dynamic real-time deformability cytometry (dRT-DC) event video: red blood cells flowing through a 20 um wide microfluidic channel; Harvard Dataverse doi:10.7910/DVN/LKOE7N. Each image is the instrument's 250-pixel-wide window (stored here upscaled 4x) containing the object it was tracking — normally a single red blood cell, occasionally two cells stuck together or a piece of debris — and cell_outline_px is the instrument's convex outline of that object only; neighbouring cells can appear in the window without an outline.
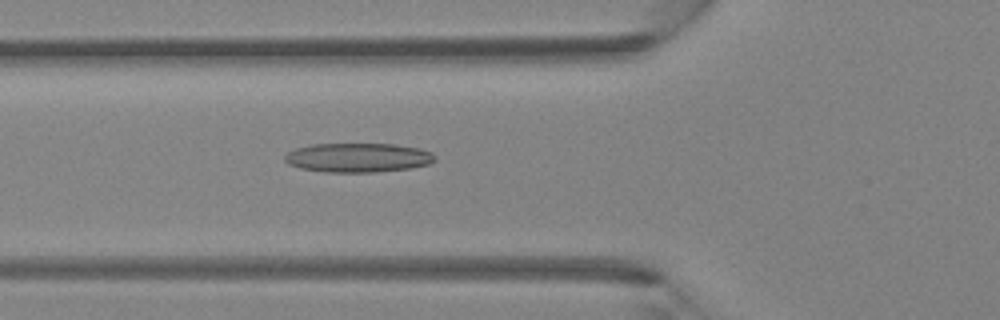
{"species": "Egyptian fruit bat (a non-hibernating species)", "species_latin": "Rousettus aegyptiacus", "temperature_condition": "room temperature", "stored_images_in_passage": 33, "camera_frame_rate_fps": 3000, "um_per_image_px": 0.085, "animal": {"sex": "female"}, "frame": {"image": 1, "passage_image": 5, "time_ms": 1.333, "image_size_px": [1000, 320], "cell_outline_px": [[436, 160], [428, 164], [412, 168], [376, 172], [324, 172], [300, 168], [288, 164], [284, 160], [284, 156], [288, 152], [296, 148], [312, 144], [396, 144], [420, 148], [432, 152], [436, 156]], "centroid_in_image_um": [30.45, 13.4], "position_along_channel_um": 95.4, "area_um2": 25.78}}
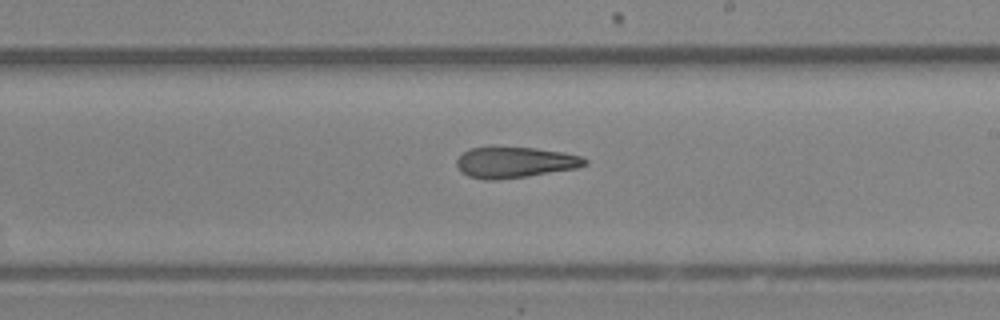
{"frame": {"image": 2, "passage_image": 15, "time_ms": 4.667, "image_size_px": [1000, 320], "cell_outline_px": [[588, 164], [576, 168], [524, 176], [496, 180], [484, 180], [468, 176], [460, 172], [456, 164], [456, 160], [468, 148], [532, 148], [564, 152], [580, 156], [588, 160]], "centroid_in_image_um": [43.74, 13.81], "position_along_channel_um": 245.3, "area_um2": 22.72}}
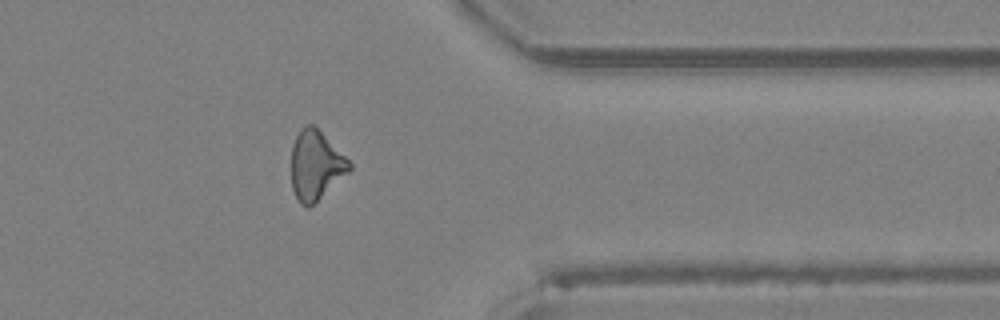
{"frame": {"image": 3, "passage_image": 25, "time_ms": 8.0, "image_size_px": [1000, 320], "cell_outline_px": [[352, 168], [348, 172], [308, 208], [300, 204], [292, 188], [292, 144], [300, 128], [308, 124], [312, 124], [352, 164]], "centroid_in_image_um": [26.8, 14.05], "position_along_channel_um": 384.6, "area_um2": 22.72}}